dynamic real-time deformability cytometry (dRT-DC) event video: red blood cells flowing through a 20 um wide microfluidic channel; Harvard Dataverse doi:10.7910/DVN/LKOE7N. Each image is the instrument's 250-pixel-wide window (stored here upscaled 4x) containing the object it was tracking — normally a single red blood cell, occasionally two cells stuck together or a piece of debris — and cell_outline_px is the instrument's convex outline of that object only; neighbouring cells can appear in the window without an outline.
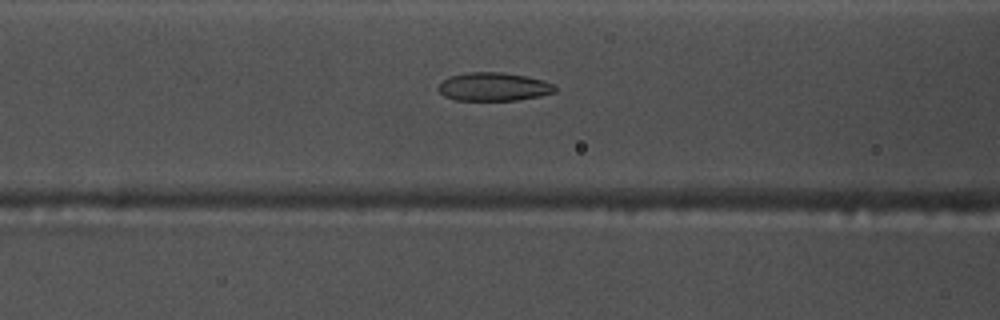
{"species": "common noctule bat (a hibernating species)", "species_latin": "Nyctalus noctula", "temperature_condition": "warm", "stored_images_in_passage": 42, "camera_frame_rate_fps": 3000, "um_per_image_px": 0.085, "animal": {"sex": "male", "body_mass_g": 17.5, "forearm_length_mm": 52.3}, "frame": {"image": 1, "passage_image": 9, "time_ms": 2.667, "image_size_px": [1000, 320], "cell_outline_px": [[556, 92], [540, 96], [520, 100], [452, 100], [444, 96], [436, 88], [448, 76], [468, 72], [500, 72], [524, 76], [544, 80], [556, 84]], "centroid_in_image_um": [41.97, 7.38], "position_along_channel_um": 124.6, "area_um2": 19.48}}
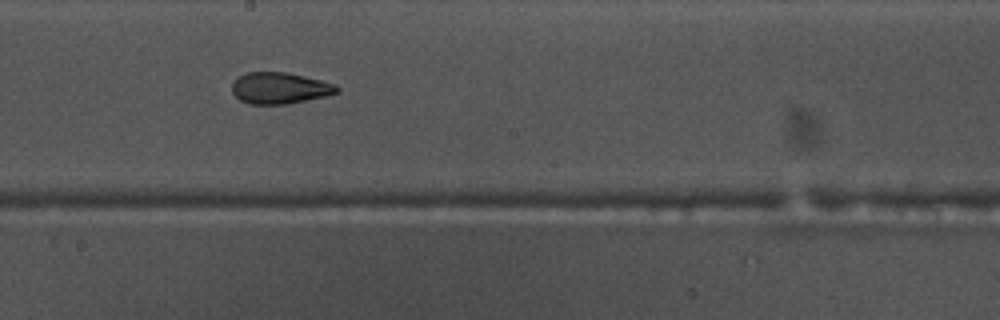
{"frame": {"image": 2, "passage_image": 17, "time_ms": 5.333, "image_size_px": [1000, 320], "cell_outline_px": [[340, 92], [328, 96], [288, 104], [248, 104], [240, 100], [232, 92], [232, 84], [244, 72], [284, 72], [304, 76], [336, 84], [340, 88]], "centroid_in_image_um": [23.81, 7.5], "position_along_channel_um": 224.4, "area_um2": 19.31}}
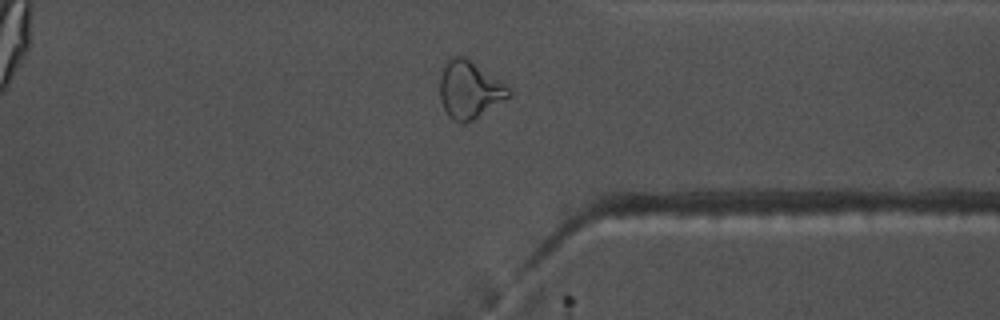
{"frame": {"image": 3, "passage_image": 29, "time_ms": 9.333, "image_size_px": [1000, 320], "cell_outline_px": [[512, 96], [472, 120], [464, 124], [460, 124], [452, 120], [448, 116], [440, 100], [440, 76], [444, 64], [448, 60], [456, 56], [464, 56], [504, 84], [512, 92]], "centroid_in_image_um": [39.88, 7.66], "position_along_channel_um": 371.5, "area_um2": 22.83}, "authors_computed_cell_mechanics": {"area_um2": 20.1433, "velocity_mm_per_s": 3.7567, "shape_relaxation_time_tau1_ms": 7.1189, "shape_relaxation_time_tau2_ms": 2.0585, "deformation_change_tau1": 0.1777, "deformation_change_tau2": 0.0892}}